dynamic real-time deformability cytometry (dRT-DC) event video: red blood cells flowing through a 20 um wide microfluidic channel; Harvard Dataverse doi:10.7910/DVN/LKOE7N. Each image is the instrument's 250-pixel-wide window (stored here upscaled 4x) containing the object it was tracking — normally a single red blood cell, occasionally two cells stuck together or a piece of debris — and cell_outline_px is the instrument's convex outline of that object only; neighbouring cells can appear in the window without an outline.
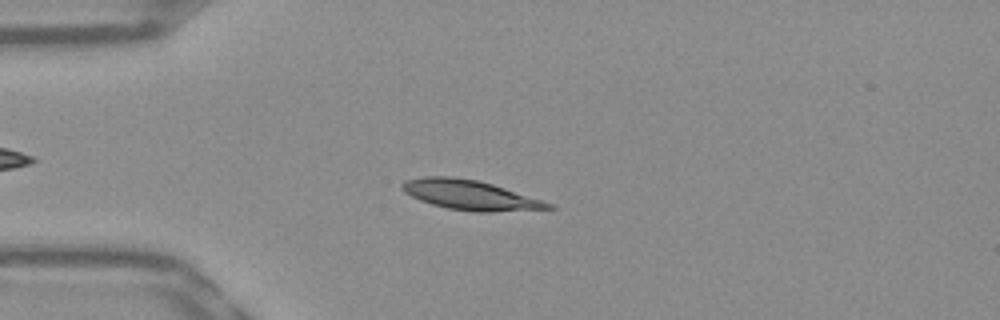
{"species": "Egyptian fruit bat (a non-hibernating species)", "species_latin": "Rousettus aegyptiacus", "temperature_condition": "warm", "stored_images_in_passage": 50, "camera_frame_rate_fps": 3000, "um_per_image_px": 0.085, "frame": {"image": 1, "passage_image": 11, "time_ms": 3.333, "image_size_px": [1000, 320], "cell_outline_px": [[556, 208], [492, 212], [476, 212], [448, 208], [432, 204], [420, 200], [404, 192], [400, 188], [400, 184], [404, 180], [424, 176], [452, 176], [476, 180], [492, 184], [552, 204]], "centroid_in_image_um": [39.88, 16.57], "position_along_channel_um": 45.1, "area_um2": 25.03}}
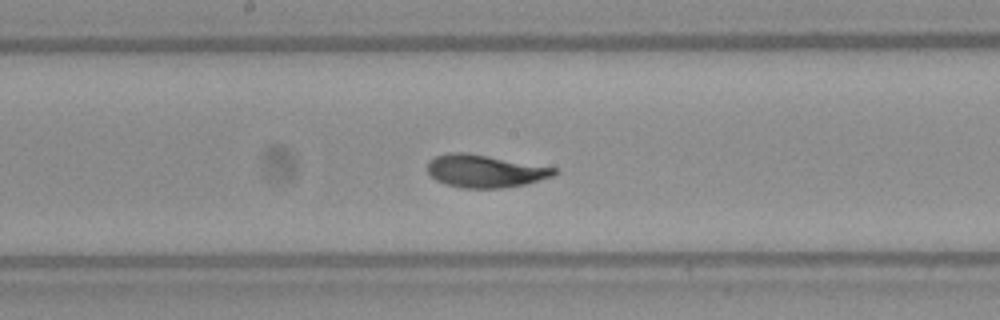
{"frame": {"image": 2, "passage_image": 25, "time_ms": 8.0, "image_size_px": [1000, 320], "cell_outline_px": [[560, 172], [552, 176], [524, 184], [500, 188], [464, 188], [444, 184], [436, 180], [428, 172], [428, 160], [436, 156], [448, 152], [464, 152], [488, 156], [556, 168]], "centroid_in_image_um": [41.18, 14.54], "position_along_channel_um": 207.0, "area_um2": 23.93}}
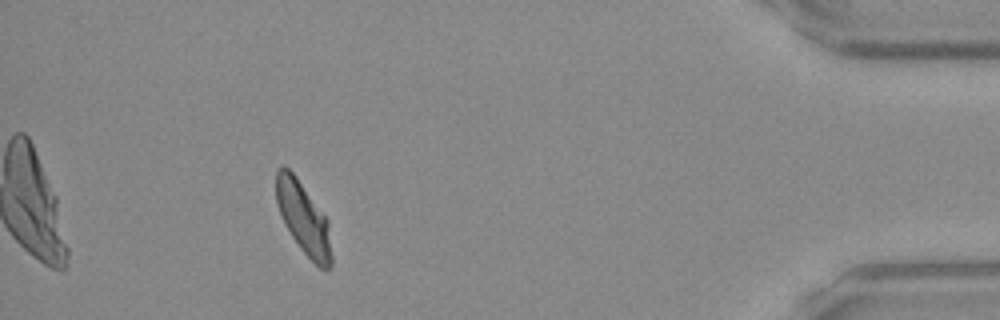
{"frame": {"image": 3, "passage_image": 45, "time_ms": 14.667, "image_size_px": [1000, 320], "cell_outline_px": [[332, 268], [328, 272], [320, 268], [300, 248], [284, 224], [280, 216], [276, 204], [276, 168], [288, 168], [296, 176], [328, 220], [332, 256]], "centroid_in_image_um": [25.8, 18.59], "position_along_channel_um": 409.4, "area_um2": 23.24}, "authors_computed_cell_mechanics": {"area_um2": 23.9292, "velocity_mm_per_s": 3.8836, "shape_relaxation_time_tau1_ms": 3.3598, "shape_relaxation_time_tau2_ms": 0.9019, "deformation_change_tau1": 0.1385, "deformation_change_tau2": 0.0482}}